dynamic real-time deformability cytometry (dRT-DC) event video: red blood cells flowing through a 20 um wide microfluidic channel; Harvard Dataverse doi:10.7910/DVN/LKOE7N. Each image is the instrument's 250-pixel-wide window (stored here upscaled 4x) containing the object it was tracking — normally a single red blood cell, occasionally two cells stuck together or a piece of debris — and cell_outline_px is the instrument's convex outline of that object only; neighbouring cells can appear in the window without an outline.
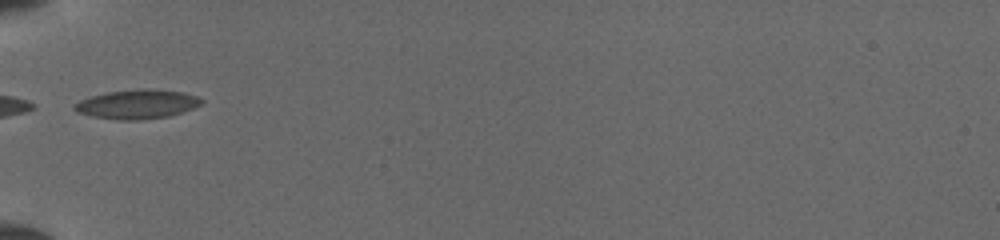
{"species": "common noctule bat (a hibernating species)", "species_latin": "Nyctalus noctula", "temperature_condition": "cold", "stored_images_in_passage": 28, "camera_frame_rate_fps": 3000, "um_per_image_px": 0.085, "animal": {"sex": "female", "body_mass_g": 19.5, "forearm_length_mm": 54.1}, "frame": {"image": 1, "passage_image": 1, "time_ms": 0.0, "image_size_px": [1000, 240], "cell_outline_px": [[204, 100], [200, 104], [192, 108], [168, 116], [140, 120], [120, 120], [92, 116], [76, 112], [72, 108], [72, 104], [80, 100], [92, 96], [108, 92], [136, 88], [152, 88], [184, 92], [196, 96]], "centroid_in_image_um": [11.62, 8.84], "position_along_channel_um": 73.4, "area_um2": 21.68}}